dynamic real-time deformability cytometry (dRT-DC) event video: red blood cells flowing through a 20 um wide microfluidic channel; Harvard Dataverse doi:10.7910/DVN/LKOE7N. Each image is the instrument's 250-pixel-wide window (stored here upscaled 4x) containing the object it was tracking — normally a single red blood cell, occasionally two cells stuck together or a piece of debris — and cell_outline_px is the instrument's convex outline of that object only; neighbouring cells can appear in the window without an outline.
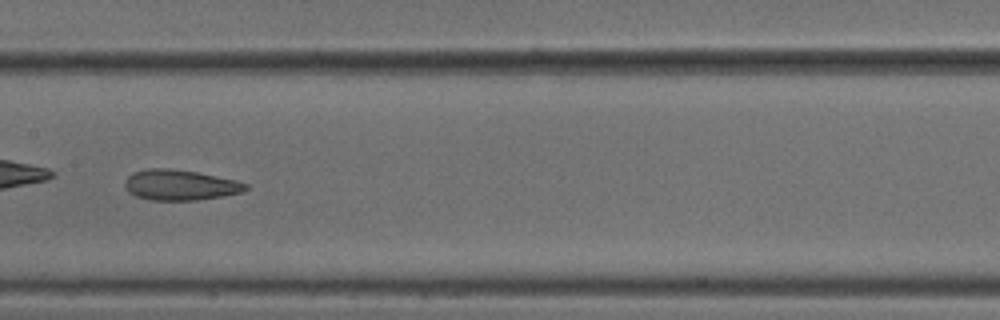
{"species": "common noctule bat (a hibernating species)", "species_latin": "Nyctalus noctula", "temperature_condition": "cold", "stored_images_in_passage": 31, "camera_frame_rate_fps": 3000, "um_per_image_px": 0.085, "animal": {"sex": "male", "body_mass_g": 18.8}, "frame": {"image": 1, "passage_image": 10, "time_ms": 3.0, "image_size_px": [1000, 320], "cell_outline_px": [[248, 188], [244, 192], [224, 196], [196, 200], [152, 200], [136, 196], [128, 192], [124, 184], [124, 180], [132, 172], [148, 168], [168, 168], [196, 172], [236, 180], [248, 184]], "centroid_in_image_um": [15.3, 15.72], "position_along_channel_um": 192.1, "area_um2": 21.56}}